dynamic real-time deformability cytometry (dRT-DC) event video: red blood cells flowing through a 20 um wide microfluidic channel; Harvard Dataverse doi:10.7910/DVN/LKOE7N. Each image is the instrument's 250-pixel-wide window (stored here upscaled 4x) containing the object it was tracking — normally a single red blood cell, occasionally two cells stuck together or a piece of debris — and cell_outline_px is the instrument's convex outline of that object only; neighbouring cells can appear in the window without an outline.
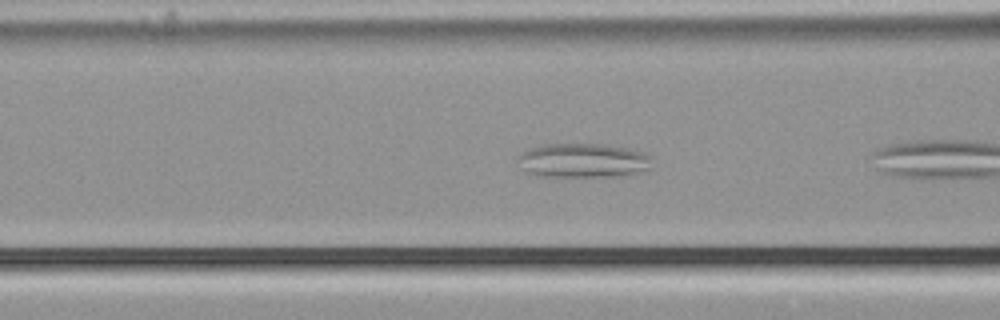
{"species": "common noctule bat (a hibernating species)", "species_latin": "Nyctalus noctula", "temperature_condition": "cold", "stored_images_in_passage": 6, "camera_frame_rate_fps": 3000, "um_per_image_px": 0.085, "animal": {"sex": "male", "body_mass_g": 21.5, "forearm_length_mm": 52.0}, "frame": {"image": 1, "passage_image": 4, "time_ms": 1.0, "image_size_px": [1000, 320], "cell_outline_px": [[652, 156], [648, 168], [636, 172], [620, 176], [536, 176], [524, 172], [520, 168], [520, 152], [528, 148], [544, 144], [604, 144], [628, 148], [644, 152]], "centroid_in_image_um": [49.51, 13.63], "position_along_channel_um": 117.1, "area_um2": 26.82}}